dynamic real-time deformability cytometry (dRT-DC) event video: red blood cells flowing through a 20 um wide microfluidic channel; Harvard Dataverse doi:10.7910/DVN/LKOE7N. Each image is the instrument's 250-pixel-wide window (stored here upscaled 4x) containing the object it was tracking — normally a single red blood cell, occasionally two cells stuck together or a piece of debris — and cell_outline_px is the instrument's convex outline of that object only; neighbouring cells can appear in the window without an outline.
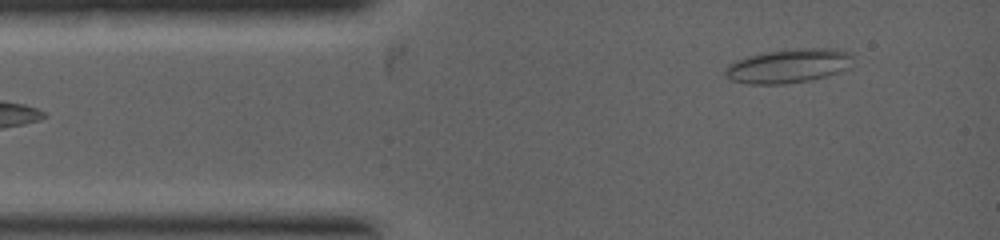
{"species": "common noctule bat (a hibernating species)", "species_latin": "Nyctalus noctula", "temperature_condition": "warm", "stored_images_in_passage": 3, "camera_frame_rate_fps": 5000, "um_per_image_px": 0.085, "animal": {"sex": "female", "body_mass_g": 19.0, "forearm_length_mm": 53.3}, "frame": {"image": 1, "passage_image": 3, "time_ms": 1.6, "image_size_px": [1000, 240], "cell_outline_px": [[852, 68], [812, 80], [784, 84], [748, 84], [732, 80], [724, 72], [728, 64], [736, 60], [768, 52], [796, 48], [832, 48], [848, 52], [852, 56]], "centroid_in_image_um": [67.08, 5.61], "position_along_channel_um": 17.9, "area_um2": 25.26}}